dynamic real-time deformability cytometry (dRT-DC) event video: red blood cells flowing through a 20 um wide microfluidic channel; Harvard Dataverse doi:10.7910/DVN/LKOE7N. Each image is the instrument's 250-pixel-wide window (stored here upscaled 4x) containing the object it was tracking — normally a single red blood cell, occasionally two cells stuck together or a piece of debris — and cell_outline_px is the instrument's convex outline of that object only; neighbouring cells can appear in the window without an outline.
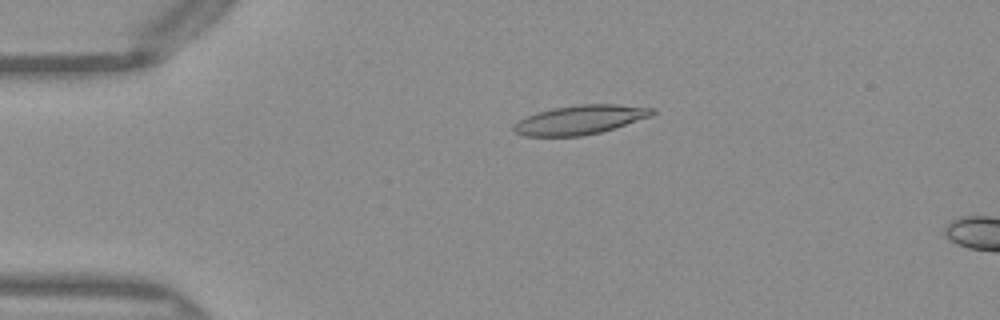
{"species": "Egyptian fruit bat (a non-hibernating species)", "species_latin": "Rousettus aegyptiacus", "temperature_condition": "warm", "stored_images_in_passage": 15, "camera_frame_rate_fps": 3000, "um_per_image_px": 0.085, "frame": {"image": 1, "passage_image": 11, "time_ms": 3.333, "image_size_px": [1000, 320], "cell_outline_px": [[656, 112], [652, 116], [616, 128], [600, 132], [580, 136], [524, 136], [516, 132], [512, 128], [520, 120], [536, 112], [552, 108], [576, 104], [616, 104], [656, 108]], "centroid_in_image_um": [49.37, 10.17], "position_along_channel_um": 35.6, "area_um2": 23.58}}